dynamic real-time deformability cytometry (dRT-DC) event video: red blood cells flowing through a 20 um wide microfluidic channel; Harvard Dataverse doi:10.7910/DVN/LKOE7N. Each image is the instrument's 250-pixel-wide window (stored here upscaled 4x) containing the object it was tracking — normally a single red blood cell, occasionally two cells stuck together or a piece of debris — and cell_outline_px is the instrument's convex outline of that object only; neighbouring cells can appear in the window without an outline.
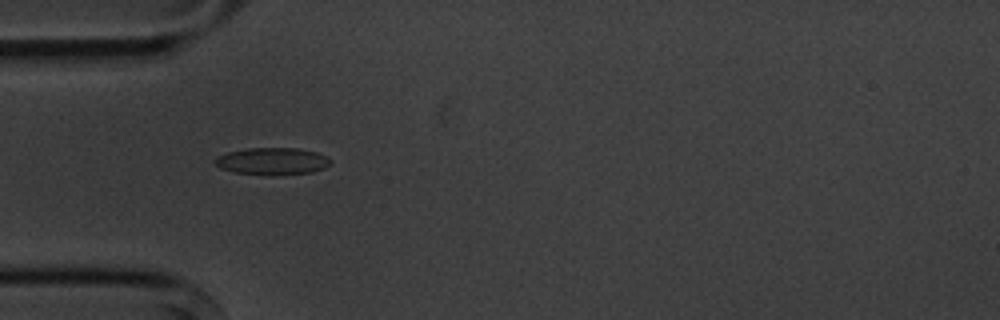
{"species": "common noctule bat (a hibernating species)", "species_latin": "Nyctalus noctula", "temperature_condition": "cold", "stored_images_in_passage": 15, "camera_frame_rate_fps": 3000, "um_per_image_px": 0.085, "animal": {"sex": "male", "body_mass_g": 20.1, "forearm_length_mm": 53.5}, "frame": {"image": 1, "passage_image": 5, "time_ms": 5.333, "image_size_px": [1000, 320], "cell_outline_px": [[332, 160], [324, 168], [312, 172], [272, 176], [236, 172], [220, 168], [212, 160], [216, 156], [228, 152], [248, 148], [296, 148], [316, 152], [328, 156]], "centroid_in_image_um": [23.14, 13.7], "position_along_channel_um": 61.9, "area_um2": 18.38}}
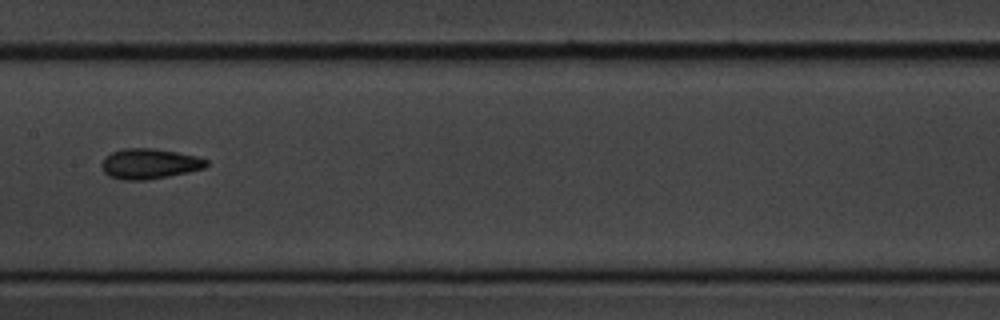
{"frame": {"image": 2, "passage_image": 8, "time_ms": 9.0, "image_size_px": [1000, 320], "cell_outline_px": [[208, 164], [204, 168], [188, 172], [168, 176], [144, 180], [120, 180], [108, 176], [104, 172], [100, 164], [104, 156], [112, 152], [124, 148], [156, 148], [196, 156], [208, 160]], "centroid_in_image_um": [12.66, 13.92], "position_along_channel_um": 194.7, "area_um2": 18.61}}
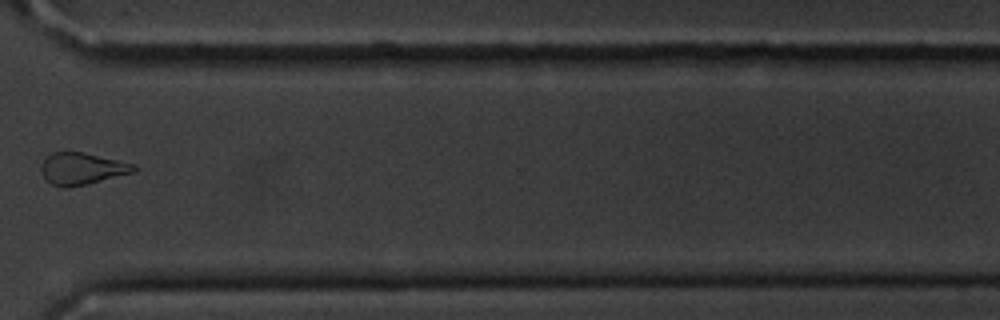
{"frame": {"image": 3, "passage_image": 12, "time_ms": 13.667, "image_size_px": [1000, 320], "cell_outline_px": [[136, 172], [88, 184], [68, 188], [60, 188], [52, 184], [40, 172], [40, 168], [44, 160], [52, 152], [84, 152], [136, 164]], "centroid_in_image_um": [6.99, 14.35], "position_along_channel_um": 363.6, "area_um2": 17.4}, "authors_computed_cell_mechanics": {"area_um2": 18.0336, "velocity_mm_per_s": 3.6198, "shape_relaxation_time_tau1_ms": 1.7755, "shape_relaxation_time_tau2_ms": null, "deformation_change_tau1": 0.0498, "deformation_change_tau2": null}}